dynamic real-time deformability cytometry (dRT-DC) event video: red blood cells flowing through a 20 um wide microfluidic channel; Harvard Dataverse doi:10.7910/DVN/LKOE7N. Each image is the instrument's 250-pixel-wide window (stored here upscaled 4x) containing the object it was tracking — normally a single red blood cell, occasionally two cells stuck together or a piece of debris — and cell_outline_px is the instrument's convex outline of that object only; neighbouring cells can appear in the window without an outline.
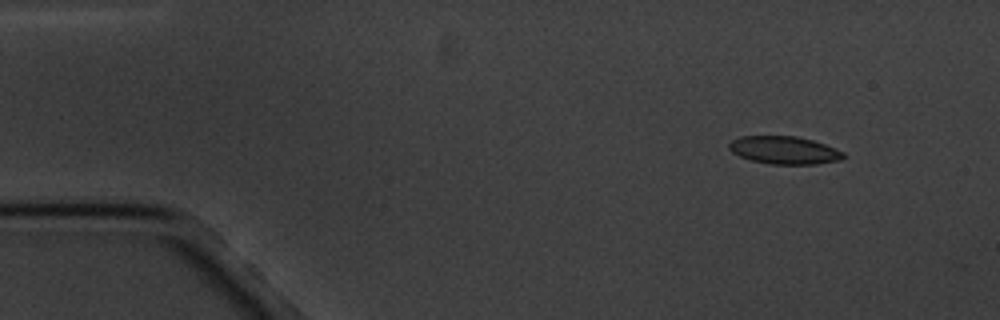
{"species": "common noctule bat (a hibernating species)", "species_latin": "Nyctalus noctula", "temperature_condition": "cold", "stored_images_in_passage": 4, "camera_frame_rate_fps": 3000, "um_per_image_px": 0.085, "animal": {"sex": "male", "body_mass_g": 20.1, "forearm_length_mm": 53.5}, "frame": {"image": 1, "passage_image": 1, "time_ms": 0.0, "image_size_px": [1000, 320], "cell_outline_px": [[844, 156], [840, 160], [816, 164], [772, 164], [752, 160], [740, 156], [732, 152], [728, 148], [728, 144], [732, 140], [740, 136], [796, 136], [812, 140], [836, 148], [844, 152]], "centroid_in_image_um": [66.66, 12.76], "position_along_channel_um": 18.3, "area_um2": 18.44}}
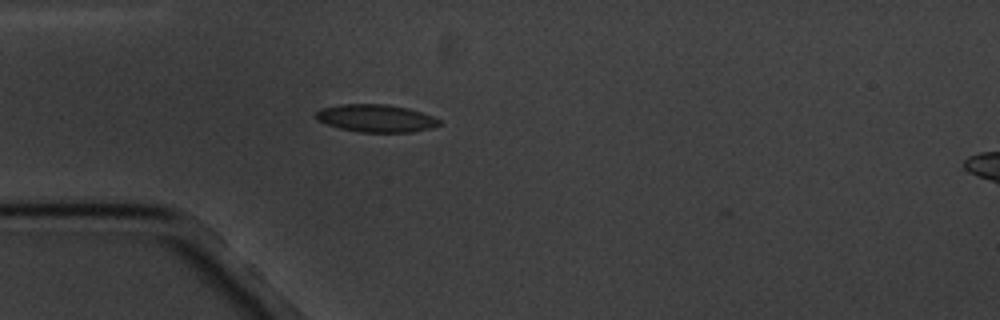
{"frame": {"image": 2, "passage_image": 4, "time_ms": 3.333, "image_size_px": [1000, 320], "cell_outline_px": [[440, 124], [432, 128], [412, 132], [360, 132], [340, 128], [316, 120], [312, 116], [320, 108], [340, 104], [388, 104], [408, 108], [432, 116], [440, 120]], "centroid_in_image_um": [31.92, 10.04], "position_along_channel_um": 53.1, "area_um2": 19.94}}